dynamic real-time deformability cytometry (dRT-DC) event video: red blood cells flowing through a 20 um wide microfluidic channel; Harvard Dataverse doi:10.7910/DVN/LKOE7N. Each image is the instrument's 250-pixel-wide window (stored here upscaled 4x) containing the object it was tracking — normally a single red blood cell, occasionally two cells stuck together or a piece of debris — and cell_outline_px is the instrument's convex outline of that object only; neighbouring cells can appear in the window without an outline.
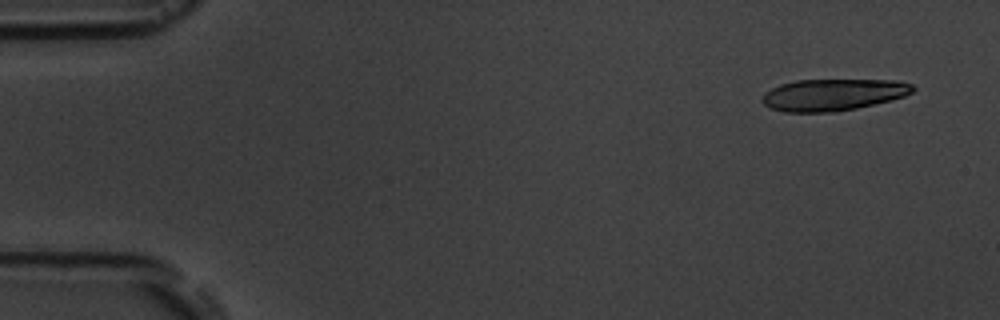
{"species": "common noctule bat (a hibernating species)", "species_latin": "Nyctalus noctula", "temperature_condition": "room temperature", "stored_images_in_passage": 6, "camera_frame_rate_fps": 3000, "um_per_image_px": 0.085, "animal": {"sex": "male", "body_mass_g": 19.5, "forearm_length_mm": 54.6}, "frame": {"image": 1, "passage_image": 1, "time_ms": 0.0, "image_size_px": [1000, 320], "cell_outline_px": [[916, 88], [912, 92], [904, 96], [856, 108], [836, 112], [784, 112], [768, 108], [760, 100], [764, 92], [780, 84], [796, 80], [896, 80], [912, 84]], "centroid_in_image_um": [70.75, 8.05], "position_along_channel_um": 14.2, "area_um2": 27.92}}